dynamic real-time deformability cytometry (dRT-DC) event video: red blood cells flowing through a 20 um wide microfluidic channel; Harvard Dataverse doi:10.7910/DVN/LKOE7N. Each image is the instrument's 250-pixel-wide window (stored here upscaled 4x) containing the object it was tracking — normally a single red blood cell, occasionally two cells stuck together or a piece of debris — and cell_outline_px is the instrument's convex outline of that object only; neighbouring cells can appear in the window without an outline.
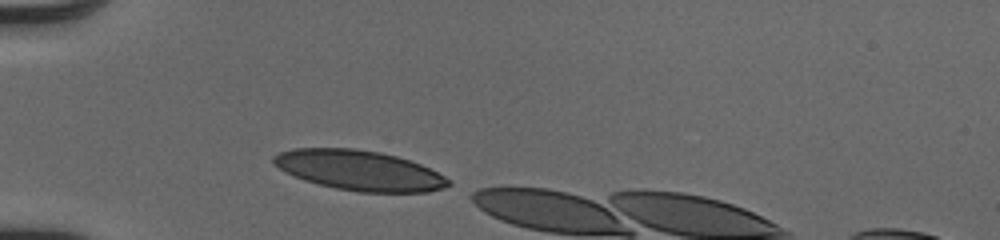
{"species": "human", "species_latin": "Homo sapiens", "temperature_condition": "cold", "stored_images_in_passage": 6, "camera_frame_rate_fps": 3000, "um_per_image_px": 0.085, "donor": {"sex": "male"}, "frame": {"image": 1, "passage_image": 1, "time_ms": 0.0, "image_size_px": [1000, 240], "cell_outline_px": [[452, 184], [444, 188], [428, 192], [360, 192], [336, 188], [304, 180], [284, 172], [272, 164], [272, 156], [280, 152], [292, 148], [356, 148], [380, 152], [396, 156], [420, 164], [452, 180]], "centroid_in_image_um": [30.52, 14.48], "position_along_channel_um": 54.5, "area_um2": 40.86}}